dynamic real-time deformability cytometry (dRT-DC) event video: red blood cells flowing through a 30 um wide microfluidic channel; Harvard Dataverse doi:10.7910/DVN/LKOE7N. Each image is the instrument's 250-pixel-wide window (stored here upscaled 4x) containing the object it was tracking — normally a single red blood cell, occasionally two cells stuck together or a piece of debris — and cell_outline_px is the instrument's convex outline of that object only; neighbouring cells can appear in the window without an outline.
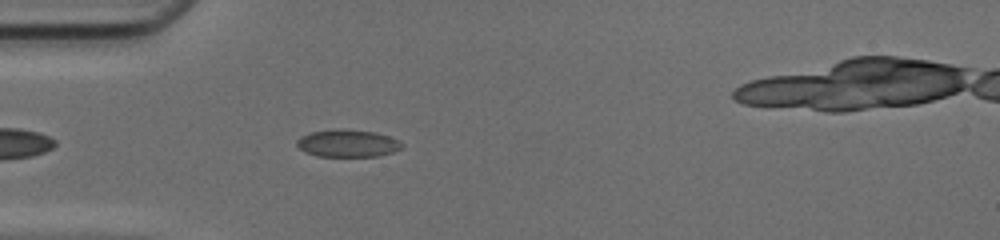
{"species": "common noctule bat (a hibernating species)", "species_latin": "Nyctalus noctula", "temperature_condition": "cold", "stored_images_in_passage": 34, "camera_frame_rate_fps": 3000, "um_per_image_px": 0.085, "animal": {"sex": "female", "body_mass_g": 17.0, "forearm_length_mm": 48.0}, "frame": {"image": 1, "passage_image": 5, "time_ms": 1.333, "image_size_px": [1000, 240], "cell_outline_px": [[404, 148], [392, 152], [376, 156], [316, 156], [304, 152], [296, 144], [296, 140], [300, 136], [312, 132], [340, 128], [376, 132], [388, 136], [404, 144]], "centroid_in_image_um": [29.54, 12.18], "position_along_channel_um": 55.5, "area_um2": 16.82}}
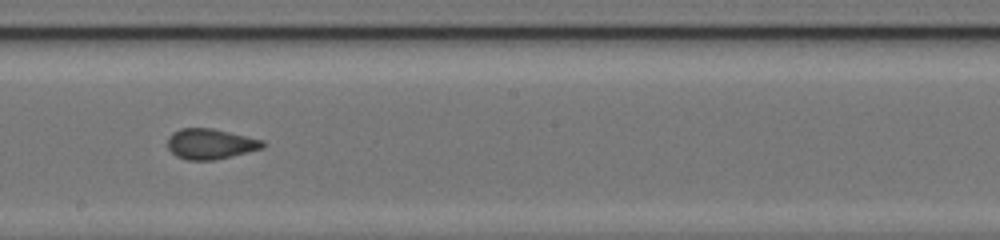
{"frame": {"image": 2, "passage_image": 18, "time_ms": 5.667, "image_size_px": [1000, 240], "cell_outline_px": [[264, 148], [216, 160], [188, 160], [176, 156], [168, 148], [168, 136], [172, 132], [180, 128], [212, 128], [264, 140]], "centroid_in_image_um": [17.88, 12.23], "position_along_channel_um": 230.3, "area_um2": 16.94}}
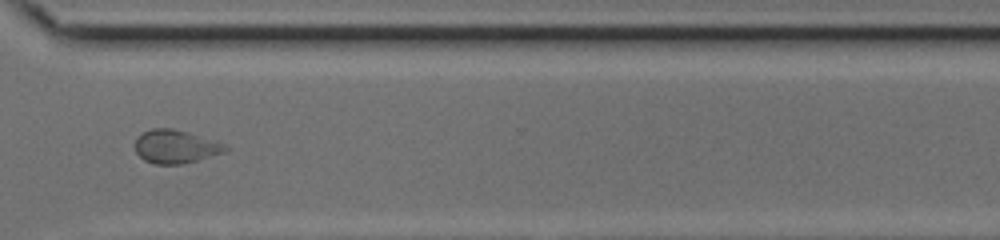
{"frame": {"image": 3, "passage_image": 27, "time_ms": 8.667, "image_size_px": [1000, 240], "cell_outline_px": [[228, 148], [224, 152], [196, 160], [180, 164], [156, 164], [144, 160], [136, 152], [136, 136], [152, 128], [172, 128], [188, 132], [224, 144]], "centroid_in_image_um": [14.88, 12.45], "position_along_channel_um": 355.7, "area_um2": 17.22}, "authors_computed_cell_mechanics": {"area_um2": 16.9932, "velocity_mm_per_s": 4.1909, "shape_relaxation_time_tau1_ms": null, "shape_relaxation_time_tau2_ms": 0.831, "deformation_change_tau1": null, "deformation_change_tau2": 0.0537}}